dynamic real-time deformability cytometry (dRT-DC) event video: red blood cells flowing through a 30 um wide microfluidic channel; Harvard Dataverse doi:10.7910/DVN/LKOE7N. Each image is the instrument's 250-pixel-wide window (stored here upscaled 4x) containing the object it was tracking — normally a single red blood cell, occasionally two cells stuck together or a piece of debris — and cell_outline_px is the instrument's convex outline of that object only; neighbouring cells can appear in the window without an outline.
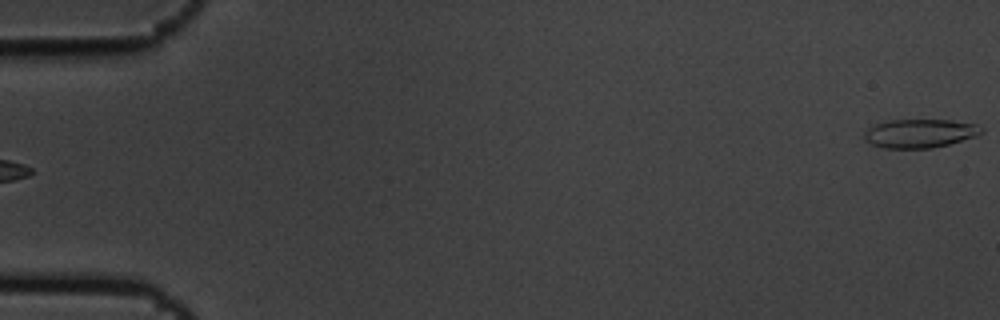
{"species": "common noctule bat (a hibernating species)", "species_latin": "Nyctalus noctula", "temperature_condition": "cold", "stored_images_in_passage": 5, "segment_of_instrument_passage": [2, 2], "camera_frame_rate_fps": 3000, "um_per_image_px": 0.085, "animal": {"sex": "male", "body_mass_g": 19.5, "forearm_length_mm": 54.6}, "frame": {"image": 1, "passage_image": 5, "time_ms": 1.333, "image_size_px": [1000, 320], "cell_outline_px": [[984, 132], [976, 136], [948, 144], [932, 148], [884, 148], [872, 144], [864, 140], [864, 132], [868, 128], [876, 124], [892, 120], [952, 120], [976, 124], [984, 128]], "centroid_in_image_um": [78.2, 11.33], "position_along_channel_um": 6.8, "area_um2": 19.54}}